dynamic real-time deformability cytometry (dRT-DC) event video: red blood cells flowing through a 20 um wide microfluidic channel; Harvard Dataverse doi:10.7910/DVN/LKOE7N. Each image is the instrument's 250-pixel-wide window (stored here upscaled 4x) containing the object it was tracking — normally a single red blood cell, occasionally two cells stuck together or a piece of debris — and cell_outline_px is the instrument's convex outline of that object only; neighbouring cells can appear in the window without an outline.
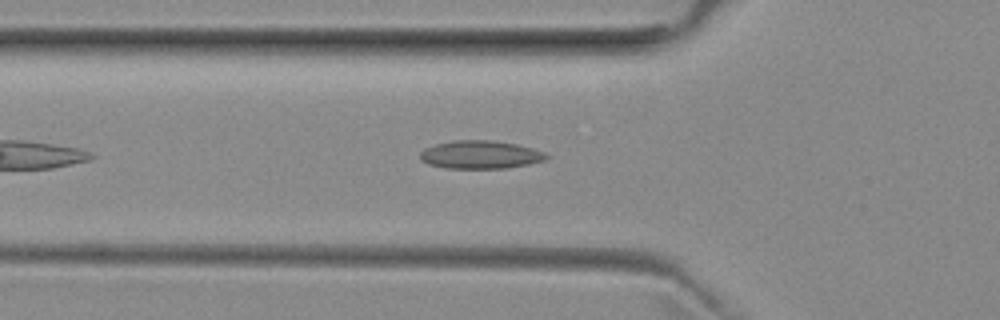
{"species": "common noctule bat (a hibernating species)", "species_latin": "Nyctalus noctula", "temperature_condition": "room temperature", "stored_images_in_passage": 39, "camera_frame_rate_fps": 3000, "um_per_image_px": 0.085, "animal": {"sex": "female", "body_mass_g": 29.2, "forearm_length_mm": 56.3}, "frame": {"image": 1, "passage_image": 7, "time_ms": 2.0, "image_size_px": [1000, 320], "cell_outline_px": [[548, 156], [544, 160], [528, 164], [504, 168], [444, 168], [428, 164], [420, 160], [420, 152], [424, 148], [436, 144], [452, 140], [492, 140], [516, 144], [532, 148], [544, 152]], "centroid_in_image_um": [40.78, 13.14], "position_along_channel_um": 85.0, "area_um2": 20.63}}
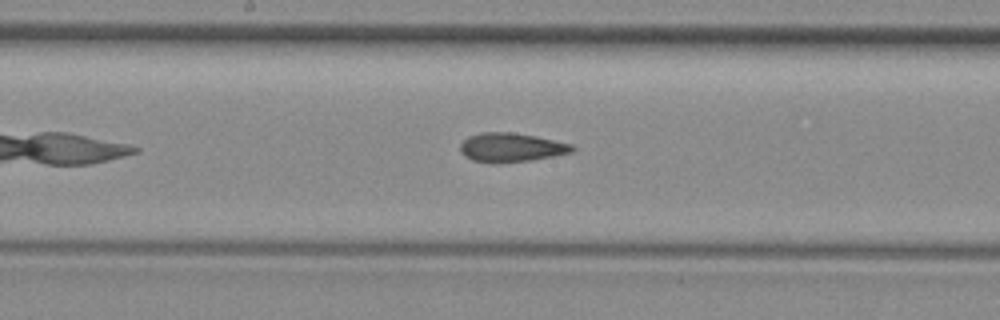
{"frame": {"image": 2, "passage_image": 16, "time_ms": 5.0, "image_size_px": [1000, 320], "cell_outline_px": [[576, 148], [572, 152], [532, 160], [492, 164], [472, 160], [464, 156], [460, 152], [460, 144], [468, 136], [480, 132], [512, 132], [536, 136], [572, 144]], "centroid_in_image_um": [43.42, 12.54], "position_along_channel_um": 204.8, "area_um2": 19.13}}
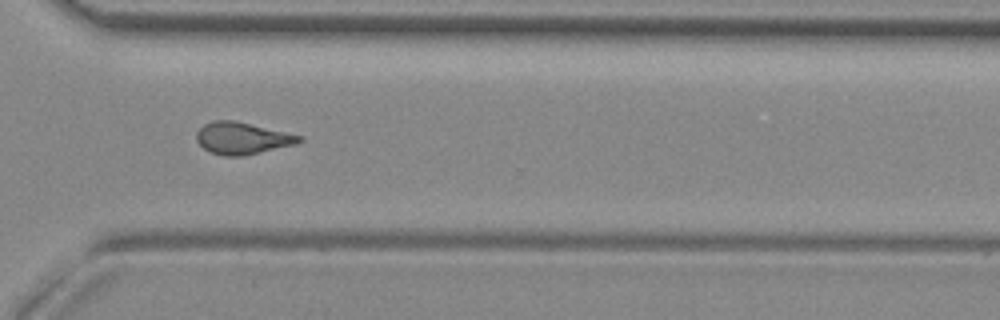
{"frame": {"image": 3, "passage_image": 27, "time_ms": 8.667, "image_size_px": [1000, 320], "cell_outline_px": [[304, 140], [296, 144], [244, 156], [224, 156], [212, 152], [204, 148], [196, 140], [196, 132], [204, 124], [212, 120], [232, 120], [304, 136]], "centroid_in_image_um": [20.6, 11.75], "position_along_channel_um": 350.0, "area_um2": 19.07}, "authors_computed_cell_mechanics": {"area_um2": 19.074, "velocity_mm_per_s": 3.964, "shape_relaxation_time_tau1_ms": null, "shape_relaxation_time_tau2_ms": 3.0327, "deformation_change_tau1": null, "deformation_change_tau2": 0.1038}}